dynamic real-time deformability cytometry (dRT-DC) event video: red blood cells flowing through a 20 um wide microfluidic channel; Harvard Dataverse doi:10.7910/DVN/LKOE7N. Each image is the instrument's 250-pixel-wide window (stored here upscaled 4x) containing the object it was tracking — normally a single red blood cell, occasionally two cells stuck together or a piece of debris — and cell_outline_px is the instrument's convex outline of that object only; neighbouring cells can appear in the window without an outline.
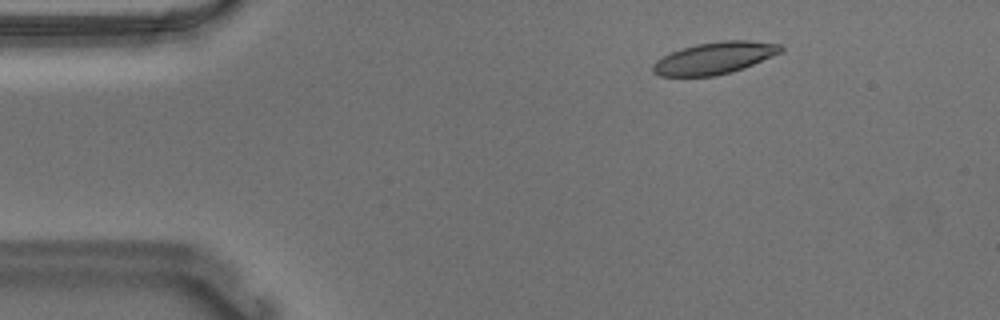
{"species": "Egyptian fruit bat (a non-hibernating species)", "species_latin": "Rousettus aegyptiacus", "temperature_condition": "warm", "stored_images_in_passage": 48, "camera_frame_rate_fps": 3000, "um_per_image_px": 0.085, "animal": {"sex": "male"}, "frame": {"image": 1, "passage_image": 1, "time_ms": 0.0, "image_size_px": [1000, 320], "cell_outline_px": [[784, 48], [780, 52], [744, 68], [732, 72], [716, 76], [660, 76], [652, 72], [652, 64], [656, 60], [680, 48], [696, 44], [720, 40], [748, 40], [780, 44]], "centroid_in_image_um": [60.7, 4.93], "position_along_channel_um": 24.3, "area_um2": 23.81}}
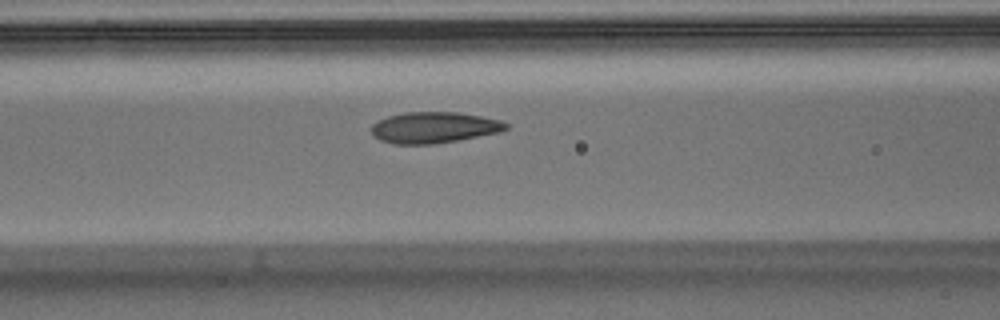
{"frame": {"image": 2, "passage_image": 15, "time_ms": 4.667, "image_size_px": [1000, 320], "cell_outline_px": [[508, 128], [500, 132], [436, 144], [392, 144], [380, 140], [372, 136], [372, 124], [388, 116], [404, 112], [456, 112], [480, 116], [500, 120], [508, 124]], "centroid_in_image_um": [36.87, 10.84], "position_along_channel_um": 129.7, "area_um2": 24.39}}
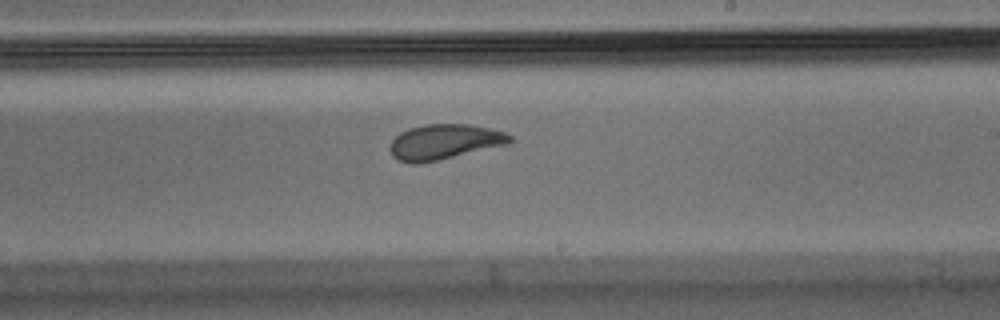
{"frame": {"image": 3, "passage_image": 25, "time_ms": 8.0, "image_size_px": [1000, 320], "cell_outline_px": [[512, 140], [508, 144], [420, 164], [412, 164], [396, 160], [392, 156], [392, 140], [400, 132], [408, 128], [428, 124], [468, 124], [488, 128], [504, 132], [512, 136]], "centroid_in_image_um": [37.76, 12.06], "position_along_channel_um": 251.2, "area_um2": 24.39}}